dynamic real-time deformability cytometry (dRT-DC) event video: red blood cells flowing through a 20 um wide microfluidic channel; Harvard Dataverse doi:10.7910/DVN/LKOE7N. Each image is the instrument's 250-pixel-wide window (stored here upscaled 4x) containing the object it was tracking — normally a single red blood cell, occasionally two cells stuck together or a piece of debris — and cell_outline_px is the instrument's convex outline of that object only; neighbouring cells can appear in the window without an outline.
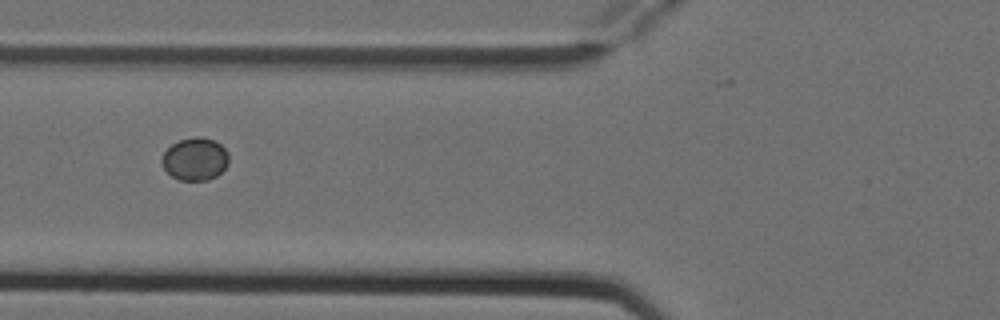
{"species": "Egyptian fruit bat (a non-hibernating species)", "species_latin": "Rousettus aegyptiacus", "temperature_condition": "cold", "stored_images_in_passage": 7, "camera_frame_rate_fps": 3000, "um_per_image_px": 0.085, "animal": {"sex": "female"}, "frame": {"image": 1, "passage_image": 4, "time_ms": 1.0, "image_size_px": [1000, 320], "cell_outline_px": [[228, 164], [216, 176], [208, 180], [180, 180], [172, 176], [164, 168], [160, 160], [164, 152], [172, 144], [180, 140], [196, 136], [212, 140], [220, 144], [228, 152]], "centroid_in_image_um": [16.57, 13.52], "position_along_channel_um": 109.2, "area_um2": 16.47}}
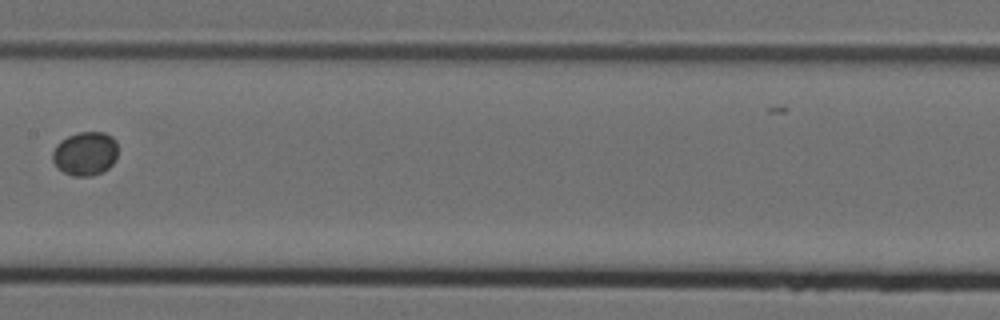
{"frame": {"image": 2, "passage_image": 6, "time_ms": 1.667, "image_size_px": [1000, 320], "cell_outline_px": [[116, 156], [112, 164], [108, 168], [92, 176], [72, 176], [64, 172], [52, 160], [52, 152], [56, 144], [60, 140], [68, 136], [80, 132], [104, 132], [112, 136], [116, 140]], "centroid_in_image_um": [7.23, 13.04], "position_along_channel_um": 200.2, "area_um2": 16.59}}
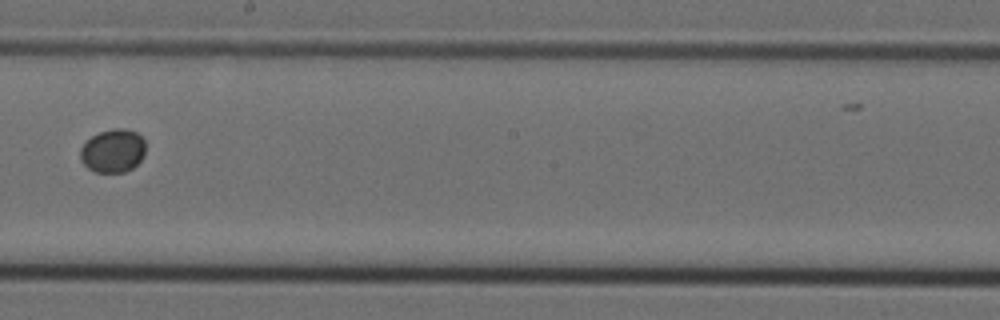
{"frame": {"image": 3, "passage_image": 7, "time_ms": 2.0, "image_size_px": [1000, 320], "cell_outline_px": [[144, 156], [132, 168], [124, 172], [96, 172], [88, 168], [80, 160], [80, 148], [92, 136], [100, 132], [116, 128], [124, 128], [136, 132], [144, 140]], "centroid_in_image_um": [9.59, 12.82], "position_along_channel_um": 238.6, "area_um2": 16.36}}